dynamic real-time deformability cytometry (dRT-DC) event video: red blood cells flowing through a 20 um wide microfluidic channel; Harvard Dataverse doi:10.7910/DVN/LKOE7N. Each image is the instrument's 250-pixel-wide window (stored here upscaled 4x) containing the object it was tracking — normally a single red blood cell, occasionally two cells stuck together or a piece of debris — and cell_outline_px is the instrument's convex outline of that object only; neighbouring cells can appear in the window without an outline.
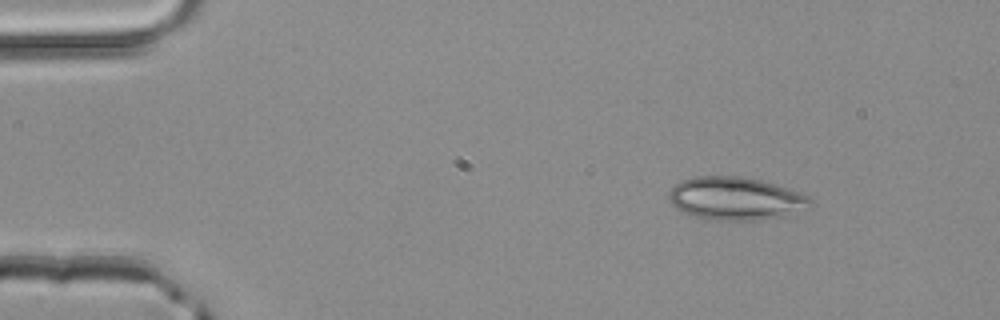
{"species": "common noctule bat (a hibernating species)", "species_latin": "Nyctalus noctula", "temperature_condition": "room temperature", "stored_images_in_passage": 3, "camera_frame_rate_fps": 3000, "um_per_image_px": 0.085, "animal": {"sex": "male", "body_mass_g": 20.4}, "frame": {"image": 1, "passage_image": 1, "time_ms": 0.0, "image_size_px": [1000, 320], "cell_outline_px": [[812, 200], [784, 216], [752, 220], [712, 220], [696, 216], [684, 212], [676, 208], [668, 200], [668, 192], [680, 180], [692, 176], [740, 176], [760, 180], [776, 184], [800, 192], [808, 196]], "centroid_in_image_um": [62.41, 16.85], "position_along_channel_um": 22.6, "area_um2": 34.85}}